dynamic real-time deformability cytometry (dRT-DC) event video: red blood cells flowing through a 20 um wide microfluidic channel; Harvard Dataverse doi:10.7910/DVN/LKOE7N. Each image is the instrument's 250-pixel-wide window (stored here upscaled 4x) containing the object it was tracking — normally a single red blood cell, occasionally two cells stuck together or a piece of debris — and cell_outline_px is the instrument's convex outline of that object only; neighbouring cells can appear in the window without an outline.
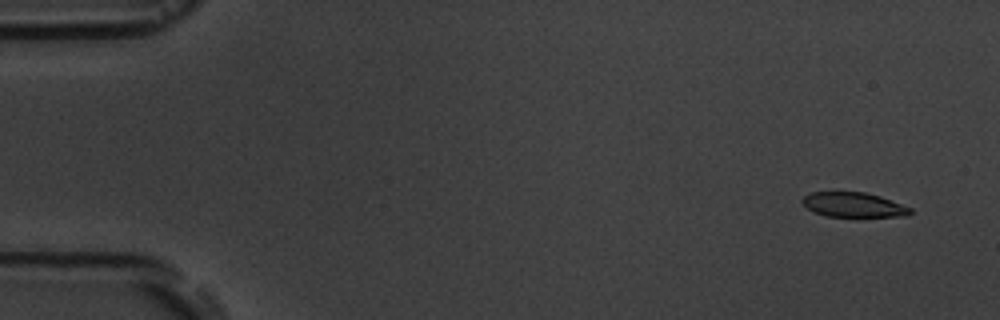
{"species": "common noctule bat (a hibernating species)", "species_latin": "Nyctalus noctula", "temperature_condition": "room temperature", "stored_images_in_passage": 6, "camera_frame_rate_fps": 3000, "um_per_image_px": 0.085, "animal": {"sex": "male", "body_mass_g": 19.5, "forearm_length_mm": 54.6}, "frame": {"image": 1, "passage_image": 1, "time_ms": 0.0, "image_size_px": [1000, 320], "cell_outline_px": [[912, 212], [908, 216], [828, 216], [812, 212], [800, 200], [804, 196], [812, 192], [864, 192], [880, 196], [912, 208]], "centroid_in_image_um": [72.55, 17.4], "position_along_channel_um": 12.5, "area_um2": 15.43}}
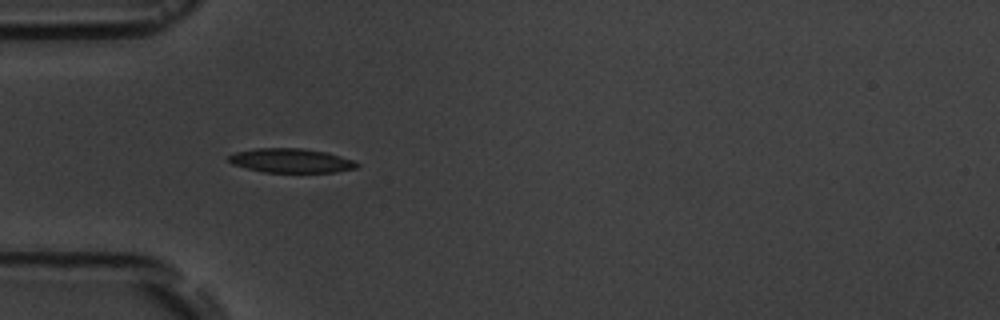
{"frame": {"image": 2, "passage_image": 5, "time_ms": 4.667, "image_size_px": [1000, 320], "cell_outline_px": [[360, 164], [356, 168], [336, 172], [264, 172], [232, 164], [228, 160], [228, 156], [236, 152], [256, 148], [304, 148], [328, 152], [352, 160]], "centroid_in_image_um": [24.75, 13.64], "position_along_channel_um": 60.2, "area_um2": 18.03}}
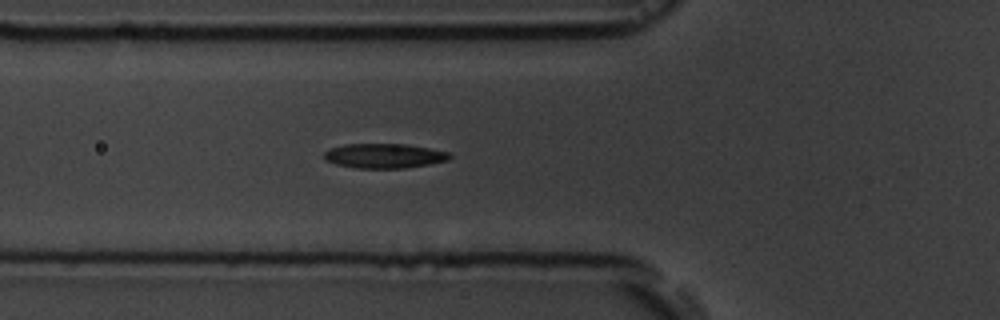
{"frame": {"image": 3, "passage_image": 6, "time_ms": 5.667, "image_size_px": [1000, 320], "cell_outline_px": [[452, 156], [448, 160], [428, 164], [404, 168], [356, 168], [336, 164], [324, 160], [324, 152], [328, 148], [344, 144], [404, 144], [428, 148], [448, 152]], "centroid_in_image_um": [32.6, 13.24], "position_along_channel_um": 93.2, "area_um2": 17.98}}